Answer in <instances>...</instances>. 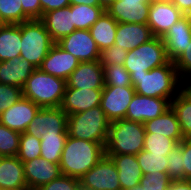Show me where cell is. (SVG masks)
<instances>
[{"mask_svg": "<svg viewBox=\"0 0 191 190\" xmlns=\"http://www.w3.org/2000/svg\"><path fill=\"white\" fill-rule=\"evenodd\" d=\"M105 155V146L101 143L75 139L67 136L60 159L63 175L80 179L93 168Z\"/></svg>", "mask_w": 191, "mask_h": 190, "instance_id": "1", "label": "cell"}, {"mask_svg": "<svg viewBox=\"0 0 191 190\" xmlns=\"http://www.w3.org/2000/svg\"><path fill=\"white\" fill-rule=\"evenodd\" d=\"M130 77L135 92L142 96L168 99L171 102L181 91L182 80L172 61L151 69L146 74Z\"/></svg>", "mask_w": 191, "mask_h": 190, "instance_id": "2", "label": "cell"}, {"mask_svg": "<svg viewBox=\"0 0 191 190\" xmlns=\"http://www.w3.org/2000/svg\"><path fill=\"white\" fill-rule=\"evenodd\" d=\"M66 80L52 76L36 68L22 88L23 97L28 98L40 108H57L63 101Z\"/></svg>", "mask_w": 191, "mask_h": 190, "instance_id": "3", "label": "cell"}, {"mask_svg": "<svg viewBox=\"0 0 191 190\" xmlns=\"http://www.w3.org/2000/svg\"><path fill=\"white\" fill-rule=\"evenodd\" d=\"M145 127L143 123L126 119L110 122L105 154L137 155L143 150Z\"/></svg>", "mask_w": 191, "mask_h": 190, "instance_id": "4", "label": "cell"}, {"mask_svg": "<svg viewBox=\"0 0 191 190\" xmlns=\"http://www.w3.org/2000/svg\"><path fill=\"white\" fill-rule=\"evenodd\" d=\"M110 121L101 106L68 115L67 134L75 139L106 145Z\"/></svg>", "mask_w": 191, "mask_h": 190, "instance_id": "5", "label": "cell"}, {"mask_svg": "<svg viewBox=\"0 0 191 190\" xmlns=\"http://www.w3.org/2000/svg\"><path fill=\"white\" fill-rule=\"evenodd\" d=\"M21 28L20 57L39 68L55 44L40 19H32L18 24Z\"/></svg>", "mask_w": 191, "mask_h": 190, "instance_id": "6", "label": "cell"}, {"mask_svg": "<svg viewBox=\"0 0 191 190\" xmlns=\"http://www.w3.org/2000/svg\"><path fill=\"white\" fill-rule=\"evenodd\" d=\"M169 61L162 37L154 36L148 42L128 51L124 67L130 75H141Z\"/></svg>", "mask_w": 191, "mask_h": 190, "instance_id": "7", "label": "cell"}, {"mask_svg": "<svg viewBox=\"0 0 191 190\" xmlns=\"http://www.w3.org/2000/svg\"><path fill=\"white\" fill-rule=\"evenodd\" d=\"M80 184L87 190H121L118 170L106 155L80 178Z\"/></svg>", "mask_w": 191, "mask_h": 190, "instance_id": "8", "label": "cell"}, {"mask_svg": "<svg viewBox=\"0 0 191 190\" xmlns=\"http://www.w3.org/2000/svg\"><path fill=\"white\" fill-rule=\"evenodd\" d=\"M68 115L60 108H40L25 133L37 138L48 134H67Z\"/></svg>", "mask_w": 191, "mask_h": 190, "instance_id": "9", "label": "cell"}, {"mask_svg": "<svg viewBox=\"0 0 191 190\" xmlns=\"http://www.w3.org/2000/svg\"><path fill=\"white\" fill-rule=\"evenodd\" d=\"M56 44L66 52L71 53L79 62L100 60L101 51L89 30L76 29Z\"/></svg>", "mask_w": 191, "mask_h": 190, "instance_id": "10", "label": "cell"}, {"mask_svg": "<svg viewBox=\"0 0 191 190\" xmlns=\"http://www.w3.org/2000/svg\"><path fill=\"white\" fill-rule=\"evenodd\" d=\"M135 93L133 87L104 86L100 106L110 122L125 119Z\"/></svg>", "mask_w": 191, "mask_h": 190, "instance_id": "11", "label": "cell"}, {"mask_svg": "<svg viewBox=\"0 0 191 190\" xmlns=\"http://www.w3.org/2000/svg\"><path fill=\"white\" fill-rule=\"evenodd\" d=\"M171 107V102L168 99L142 96L134 94L130 102L125 119L145 123L162 115Z\"/></svg>", "mask_w": 191, "mask_h": 190, "instance_id": "12", "label": "cell"}, {"mask_svg": "<svg viewBox=\"0 0 191 190\" xmlns=\"http://www.w3.org/2000/svg\"><path fill=\"white\" fill-rule=\"evenodd\" d=\"M184 14L169 0L150 4L148 23L153 36L163 37Z\"/></svg>", "mask_w": 191, "mask_h": 190, "instance_id": "13", "label": "cell"}, {"mask_svg": "<svg viewBox=\"0 0 191 190\" xmlns=\"http://www.w3.org/2000/svg\"><path fill=\"white\" fill-rule=\"evenodd\" d=\"M66 84V88L103 90L104 68L100 61L80 62L66 80Z\"/></svg>", "mask_w": 191, "mask_h": 190, "instance_id": "14", "label": "cell"}, {"mask_svg": "<svg viewBox=\"0 0 191 190\" xmlns=\"http://www.w3.org/2000/svg\"><path fill=\"white\" fill-rule=\"evenodd\" d=\"M23 165L28 190H37L62 175L58 163H51L42 157L23 162Z\"/></svg>", "mask_w": 191, "mask_h": 190, "instance_id": "15", "label": "cell"}, {"mask_svg": "<svg viewBox=\"0 0 191 190\" xmlns=\"http://www.w3.org/2000/svg\"><path fill=\"white\" fill-rule=\"evenodd\" d=\"M39 109L37 104L22 96L15 104L0 114V124L23 133Z\"/></svg>", "mask_w": 191, "mask_h": 190, "instance_id": "16", "label": "cell"}, {"mask_svg": "<svg viewBox=\"0 0 191 190\" xmlns=\"http://www.w3.org/2000/svg\"><path fill=\"white\" fill-rule=\"evenodd\" d=\"M149 8L146 0H116L106 12L118 23L147 24Z\"/></svg>", "mask_w": 191, "mask_h": 190, "instance_id": "17", "label": "cell"}, {"mask_svg": "<svg viewBox=\"0 0 191 190\" xmlns=\"http://www.w3.org/2000/svg\"><path fill=\"white\" fill-rule=\"evenodd\" d=\"M102 90L66 88L60 108L73 115L97 107L101 103Z\"/></svg>", "mask_w": 191, "mask_h": 190, "instance_id": "18", "label": "cell"}, {"mask_svg": "<svg viewBox=\"0 0 191 190\" xmlns=\"http://www.w3.org/2000/svg\"><path fill=\"white\" fill-rule=\"evenodd\" d=\"M166 53L170 61L174 62L191 41V17L184 15L162 37Z\"/></svg>", "mask_w": 191, "mask_h": 190, "instance_id": "19", "label": "cell"}, {"mask_svg": "<svg viewBox=\"0 0 191 190\" xmlns=\"http://www.w3.org/2000/svg\"><path fill=\"white\" fill-rule=\"evenodd\" d=\"M79 63L71 53L55 43L39 68L47 74L67 80Z\"/></svg>", "mask_w": 191, "mask_h": 190, "instance_id": "20", "label": "cell"}, {"mask_svg": "<svg viewBox=\"0 0 191 190\" xmlns=\"http://www.w3.org/2000/svg\"><path fill=\"white\" fill-rule=\"evenodd\" d=\"M153 37L147 24L118 23L114 44L126 51H131Z\"/></svg>", "mask_w": 191, "mask_h": 190, "instance_id": "21", "label": "cell"}, {"mask_svg": "<svg viewBox=\"0 0 191 190\" xmlns=\"http://www.w3.org/2000/svg\"><path fill=\"white\" fill-rule=\"evenodd\" d=\"M0 189L28 190L24 165L17 156L0 157Z\"/></svg>", "mask_w": 191, "mask_h": 190, "instance_id": "22", "label": "cell"}, {"mask_svg": "<svg viewBox=\"0 0 191 190\" xmlns=\"http://www.w3.org/2000/svg\"><path fill=\"white\" fill-rule=\"evenodd\" d=\"M40 20L55 43L76 30L71 5L44 13Z\"/></svg>", "mask_w": 191, "mask_h": 190, "instance_id": "23", "label": "cell"}, {"mask_svg": "<svg viewBox=\"0 0 191 190\" xmlns=\"http://www.w3.org/2000/svg\"><path fill=\"white\" fill-rule=\"evenodd\" d=\"M110 157L118 170V179L121 190H128L139 185L143 173L138 164L136 155L105 154Z\"/></svg>", "mask_w": 191, "mask_h": 190, "instance_id": "24", "label": "cell"}, {"mask_svg": "<svg viewBox=\"0 0 191 190\" xmlns=\"http://www.w3.org/2000/svg\"><path fill=\"white\" fill-rule=\"evenodd\" d=\"M36 68L21 57L0 62V83L23 88Z\"/></svg>", "mask_w": 191, "mask_h": 190, "instance_id": "25", "label": "cell"}, {"mask_svg": "<svg viewBox=\"0 0 191 190\" xmlns=\"http://www.w3.org/2000/svg\"><path fill=\"white\" fill-rule=\"evenodd\" d=\"M144 124L146 133L162 134L174 139L177 143L184 139L176 113L170 107L162 115L146 121Z\"/></svg>", "mask_w": 191, "mask_h": 190, "instance_id": "26", "label": "cell"}, {"mask_svg": "<svg viewBox=\"0 0 191 190\" xmlns=\"http://www.w3.org/2000/svg\"><path fill=\"white\" fill-rule=\"evenodd\" d=\"M21 28L18 24L0 26V62L20 57Z\"/></svg>", "mask_w": 191, "mask_h": 190, "instance_id": "27", "label": "cell"}, {"mask_svg": "<svg viewBox=\"0 0 191 190\" xmlns=\"http://www.w3.org/2000/svg\"><path fill=\"white\" fill-rule=\"evenodd\" d=\"M117 26L118 22L105 11L97 22L90 27L91 36L100 51L114 45Z\"/></svg>", "mask_w": 191, "mask_h": 190, "instance_id": "28", "label": "cell"}, {"mask_svg": "<svg viewBox=\"0 0 191 190\" xmlns=\"http://www.w3.org/2000/svg\"><path fill=\"white\" fill-rule=\"evenodd\" d=\"M184 138H191V99L181 90L171 101Z\"/></svg>", "mask_w": 191, "mask_h": 190, "instance_id": "29", "label": "cell"}, {"mask_svg": "<svg viewBox=\"0 0 191 190\" xmlns=\"http://www.w3.org/2000/svg\"><path fill=\"white\" fill-rule=\"evenodd\" d=\"M68 134H48L40 137L41 155L51 163H60L61 154Z\"/></svg>", "mask_w": 191, "mask_h": 190, "instance_id": "30", "label": "cell"}, {"mask_svg": "<svg viewBox=\"0 0 191 190\" xmlns=\"http://www.w3.org/2000/svg\"><path fill=\"white\" fill-rule=\"evenodd\" d=\"M104 12L101 6L71 5L73 25L79 30H89Z\"/></svg>", "mask_w": 191, "mask_h": 190, "instance_id": "31", "label": "cell"}, {"mask_svg": "<svg viewBox=\"0 0 191 190\" xmlns=\"http://www.w3.org/2000/svg\"><path fill=\"white\" fill-rule=\"evenodd\" d=\"M31 20L22 8L21 0H0V24H19Z\"/></svg>", "mask_w": 191, "mask_h": 190, "instance_id": "32", "label": "cell"}, {"mask_svg": "<svg viewBox=\"0 0 191 190\" xmlns=\"http://www.w3.org/2000/svg\"><path fill=\"white\" fill-rule=\"evenodd\" d=\"M136 158L143 175L158 173V171L167 172L168 160L164 154H152L142 150L136 155Z\"/></svg>", "mask_w": 191, "mask_h": 190, "instance_id": "33", "label": "cell"}, {"mask_svg": "<svg viewBox=\"0 0 191 190\" xmlns=\"http://www.w3.org/2000/svg\"><path fill=\"white\" fill-rule=\"evenodd\" d=\"M178 143L162 134L145 133L143 150L152 154H164L168 156L169 152L175 148Z\"/></svg>", "mask_w": 191, "mask_h": 190, "instance_id": "34", "label": "cell"}, {"mask_svg": "<svg viewBox=\"0 0 191 190\" xmlns=\"http://www.w3.org/2000/svg\"><path fill=\"white\" fill-rule=\"evenodd\" d=\"M104 68V86L132 87L130 73L124 65L112 64L103 66Z\"/></svg>", "mask_w": 191, "mask_h": 190, "instance_id": "35", "label": "cell"}, {"mask_svg": "<svg viewBox=\"0 0 191 190\" xmlns=\"http://www.w3.org/2000/svg\"><path fill=\"white\" fill-rule=\"evenodd\" d=\"M41 141L31 134L25 132L20 134L19 151L17 157L22 162H27L41 155Z\"/></svg>", "mask_w": 191, "mask_h": 190, "instance_id": "36", "label": "cell"}, {"mask_svg": "<svg viewBox=\"0 0 191 190\" xmlns=\"http://www.w3.org/2000/svg\"><path fill=\"white\" fill-rule=\"evenodd\" d=\"M20 132L0 124V157L17 156Z\"/></svg>", "mask_w": 191, "mask_h": 190, "instance_id": "37", "label": "cell"}, {"mask_svg": "<svg viewBox=\"0 0 191 190\" xmlns=\"http://www.w3.org/2000/svg\"><path fill=\"white\" fill-rule=\"evenodd\" d=\"M172 181L167 172L158 171L143 175L139 184L144 190H168Z\"/></svg>", "mask_w": 191, "mask_h": 190, "instance_id": "38", "label": "cell"}, {"mask_svg": "<svg viewBox=\"0 0 191 190\" xmlns=\"http://www.w3.org/2000/svg\"><path fill=\"white\" fill-rule=\"evenodd\" d=\"M167 173L173 181L184 180V167L182 166V149L179 145L173 148L168 156Z\"/></svg>", "mask_w": 191, "mask_h": 190, "instance_id": "39", "label": "cell"}, {"mask_svg": "<svg viewBox=\"0 0 191 190\" xmlns=\"http://www.w3.org/2000/svg\"><path fill=\"white\" fill-rule=\"evenodd\" d=\"M23 96L22 88L0 83V114Z\"/></svg>", "mask_w": 191, "mask_h": 190, "instance_id": "40", "label": "cell"}, {"mask_svg": "<svg viewBox=\"0 0 191 190\" xmlns=\"http://www.w3.org/2000/svg\"><path fill=\"white\" fill-rule=\"evenodd\" d=\"M127 54L128 51L114 44L101 51L99 61L102 67L112 64L124 65Z\"/></svg>", "mask_w": 191, "mask_h": 190, "instance_id": "41", "label": "cell"}, {"mask_svg": "<svg viewBox=\"0 0 191 190\" xmlns=\"http://www.w3.org/2000/svg\"><path fill=\"white\" fill-rule=\"evenodd\" d=\"M80 188V179L62 174L37 190H79Z\"/></svg>", "mask_w": 191, "mask_h": 190, "instance_id": "42", "label": "cell"}, {"mask_svg": "<svg viewBox=\"0 0 191 190\" xmlns=\"http://www.w3.org/2000/svg\"><path fill=\"white\" fill-rule=\"evenodd\" d=\"M178 76L182 81L191 79V41L186 46V50L175 61Z\"/></svg>", "mask_w": 191, "mask_h": 190, "instance_id": "43", "label": "cell"}, {"mask_svg": "<svg viewBox=\"0 0 191 190\" xmlns=\"http://www.w3.org/2000/svg\"><path fill=\"white\" fill-rule=\"evenodd\" d=\"M182 149V166L184 167V180L191 181V138H184L178 143Z\"/></svg>", "mask_w": 191, "mask_h": 190, "instance_id": "44", "label": "cell"}, {"mask_svg": "<svg viewBox=\"0 0 191 190\" xmlns=\"http://www.w3.org/2000/svg\"><path fill=\"white\" fill-rule=\"evenodd\" d=\"M23 12L32 19H41L42 10L40 0H21Z\"/></svg>", "mask_w": 191, "mask_h": 190, "instance_id": "45", "label": "cell"}, {"mask_svg": "<svg viewBox=\"0 0 191 190\" xmlns=\"http://www.w3.org/2000/svg\"><path fill=\"white\" fill-rule=\"evenodd\" d=\"M42 16L44 13L70 6L69 0H40Z\"/></svg>", "mask_w": 191, "mask_h": 190, "instance_id": "46", "label": "cell"}, {"mask_svg": "<svg viewBox=\"0 0 191 190\" xmlns=\"http://www.w3.org/2000/svg\"><path fill=\"white\" fill-rule=\"evenodd\" d=\"M184 15L191 14V0H170Z\"/></svg>", "mask_w": 191, "mask_h": 190, "instance_id": "47", "label": "cell"}, {"mask_svg": "<svg viewBox=\"0 0 191 190\" xmlns=\"http://www.w3.org/2000/svg\"><path fill=\"white\" fill-rule=\"evenodd\" d=\"M168 190H191V181L189 180L172 181Z\"/></svg>", "mask_w": 191, "mask_h": 190, "instance_id": "48", "label": "cell"}, {"mask_svg": "<svg viewBox=\"0 0 191 190\" xmlns=\"http://www.w3.org/2000/svg\"><path fill=\"white\" fill-rule=\"evenodd\" d=\"M70 5L99 6V0H69Z\"/></svg>", "mask_w": 191, "mask_h": 190, "instance_id": "49", "label": "cell"}, {"mask_svg": "<svg viewBox=\"0 0 191 190\" xmlns=\"http://www.w3.org/2000/svg\"><path fill=\"white\" fill-rule=\"evenodd\" d=\"M181 90L191 99V79L182 81Z\"/></svg>", "mask_w": 191, "mask_h": 190, "instance_id": "50", "label": "cell"}, {"mask_svg": "<svg viewBox=\"0 0 191 190\" xmlns=\"http://www.w3.org/2000/svg\"><path fill=\"white\" fill-rule=\"evenodd\" d=\"M115 1L116 0H99V6L106 11Z\"/></svg>", "mask_w": 191, "mask_h": 190, "instance_id": "51", "label": "cell"}, {"mask_svg": "<svg viewBox=\"0 0 191 190\" xmlns=\"http://www.w3.org/2000/svg\"><path fill=\"white\" fill-rule=\"evenodd\" d=\"M164 1H169V0H146V2H148L149 4L157 3V2H164Z\"/></svg>", "mask_w": 191, "mask_h": 190, "instance_id": "52", "label": "cell"}, {"mask_svg": "<svg viewBox=\"0 0 191 190\" xmlns=\"http://www.w3.org/2000/svg\"><path fill=\"white\" fill-rule=\"evenodd\" d=\"M128 190H144V189H143V187L139 184V185H137V186H135V187H133V188H130V189H128Z\"/></svg>", "mask_w": 191, "mask_h": 190, "instance_id": "53", "label": "cell"}]
</instances>
